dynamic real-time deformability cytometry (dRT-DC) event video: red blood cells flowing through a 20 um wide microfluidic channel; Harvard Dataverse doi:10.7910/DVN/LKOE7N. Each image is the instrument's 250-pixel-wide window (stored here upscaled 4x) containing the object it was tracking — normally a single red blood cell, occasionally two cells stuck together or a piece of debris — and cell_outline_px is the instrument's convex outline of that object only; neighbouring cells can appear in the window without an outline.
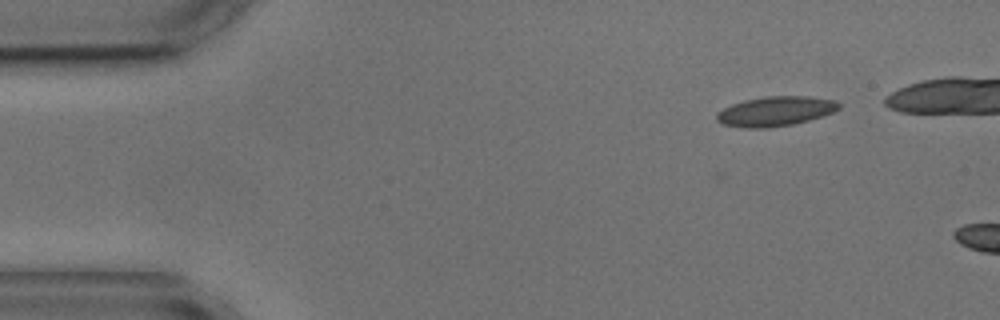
{"species": "common noctule bat (a hibernating species)", "species_latin": "Nyctalus noctula", "temperature_condition": "cold", "stored_images_in_passage": 4, "camera_frame_rate_fps": 3000, "um_per_image_px": 0.085, "animal": {"sex": "male", "body_mass_g": 17.9, "forearm_length_mm": 54.2}, "frame": {"image": 1, "passage_image": 2, "time_ms": 1.333, "image_size_px": [1000, 320], "cell_outline_px": [[840, 108], [824, 116], [792, 124], [768, 128], [744, 128], [724, 124], [716, 120], [716, 112], [732, 104], [744, 100], [764, 96], [808, 96], [836, 100], [840, 104]], "centroid_in_image_um": [65.91, 9.45], "position_along_channel_um": 19.1, "area_um2": 21.21}}